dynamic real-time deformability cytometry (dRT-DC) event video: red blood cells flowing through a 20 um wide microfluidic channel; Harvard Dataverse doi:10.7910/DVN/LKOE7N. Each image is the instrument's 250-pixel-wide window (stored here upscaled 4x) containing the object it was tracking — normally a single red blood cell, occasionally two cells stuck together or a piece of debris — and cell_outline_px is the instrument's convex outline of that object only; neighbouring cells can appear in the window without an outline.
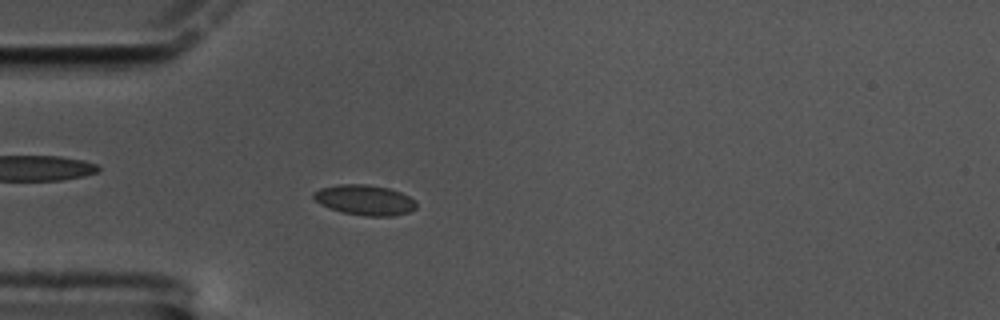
{"species": "common noctule bat (a hibernating species)", "species_latin": "Nyctalus noctula", "temperature_condition": "cold", "stored_images_in_passage": 57, "camera_frame_rate_fps": 3000, "um_per_image_px": 0.085, "animal": {"sex": "male", "body_mass_g": 17.5, "forearm_length_mm": 52.3}, "frame": {"image": 1, "passage_image": 15, "time_ms": 4.667, "image_size_px": [1000, 320], "cell_outline_px": [[416, 208], [408, 212], [392, 216], [368, 216], [340, 212], [328, 208], [320, 204], [312, 196], [312, 192], [320, 188], [340, 184], [364, 184], [388, 188], [400, 192], [416, 200]], "centroid_in_image_um": [30.98, 17.0], "position_along_channel_um": 54.0, "area_um2": 18.15}}
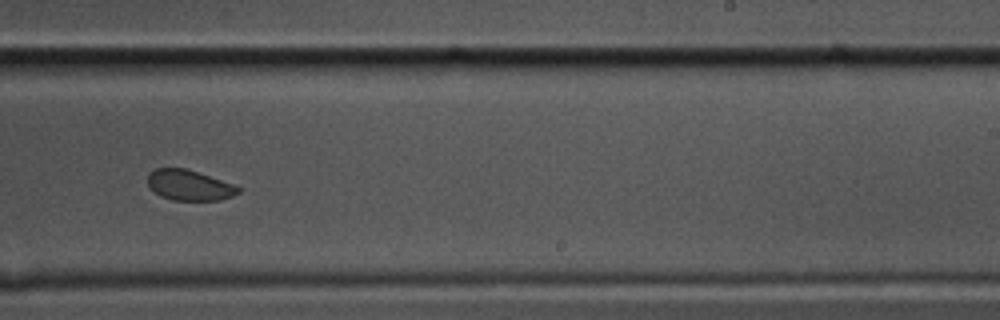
{"frame": {"image": 2, "passage_image": 35, "time_ms": 11.333, "image_size_px": [1000, 320], "cell_outline_px": [[244, 188], [240, 192], [232, 196], [220, 200], [172, 200], [160, 196], [148, 184], [148, 172], [156, 168], [184, 168], [236, 184]], "centroid_in_image_um": [16.14, 15.74], "position_along_channel_um": 272.9, "area_um2": 16.18}}
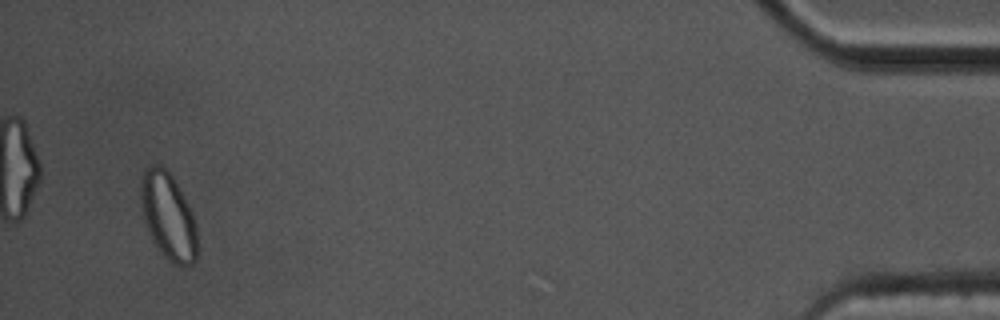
{"frame": {"image": 3, "passage_image": 55, "time_ms": 18.0, "image_size_px": [1000, 320], "cell_outline_px": [[196, 260], [192, 264], [184, 268], [180, 268], [172, 264], [160, 252], [152, 240], [148, 232], [144, 220], [140, 204], [140, 176], [144, 168], [152, 164], [160, 164], [172, 176], [192, 216], [196, 228]], "centroid_in_image_um": [14.24, 18.41], "position_along_channel_um": 421.0, "area_um2": 28.61}, "authors_computed_cell_mechanics": {"area_um2": 17.629, "velocity_mm_per_s": 3.3917, "shape_relaxation_time_tau1_ms": 3.3783, "shape_relaxation_time_tau2_ms": null, "deformation_change_tau1": 0.0615, "deformation_change_tau2": null}}